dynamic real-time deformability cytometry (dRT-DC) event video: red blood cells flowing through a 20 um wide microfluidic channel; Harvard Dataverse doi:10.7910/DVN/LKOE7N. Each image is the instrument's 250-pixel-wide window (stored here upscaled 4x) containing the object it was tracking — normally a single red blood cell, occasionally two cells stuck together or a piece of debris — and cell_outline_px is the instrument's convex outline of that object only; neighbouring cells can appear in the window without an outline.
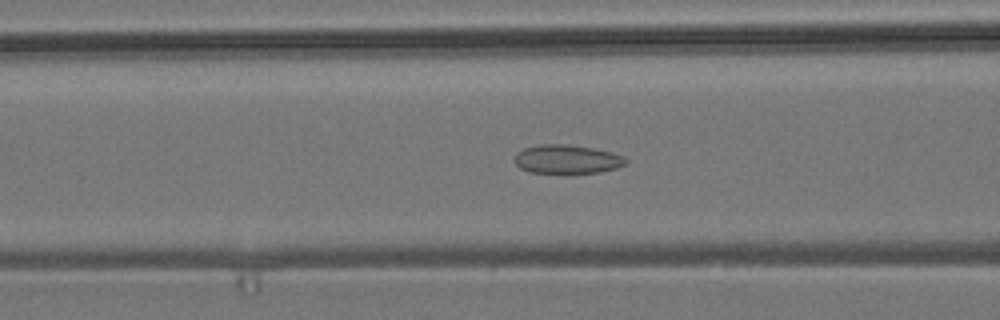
{"species": "common noctule bat (a hibernating species)", "species_latin": "Nyctalus noctula", "temperature_condition": "room temperature", "stored_images_in_passage": 55, "camera_frame_rate_fps": 3000, "um_per_image_px": 0.085, "animal": {"sex": "male", "body_mass_g": 19.2, "forearm_length_mm": 51.8}, "frame": {"image": 1, "passage_image": 21, "time_ms": 6.667, "image_size_px": [1000, 320], "cell_outline_px": [[628, 164], [616, 168], [596, 172], [528, 172], [520, 168], [516, 164], [516, 152], [524, 148], [540, 144], [564, 144], [592, 148], [612, 152], [624, 156], [628, 160]], "centroid_in_image_um": [48.22, 13.52], "position_along_channel_um": 118.4, "area_um2": 18.44}}
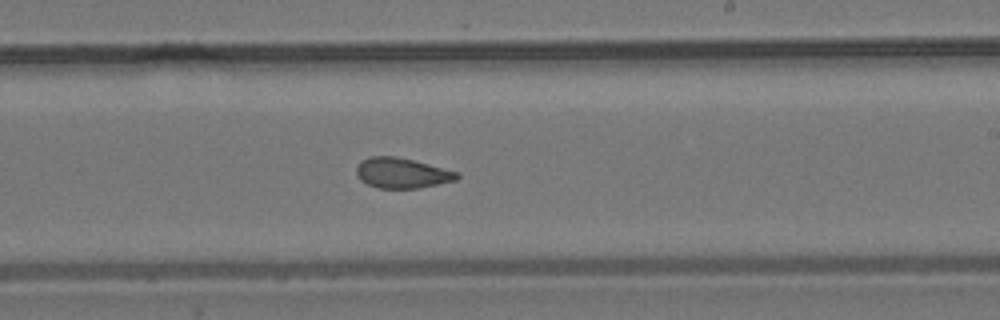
{"frame": {"image": 2, "passage_image": 32, "time_ms": 10.333, "image_size_px": [1000, 320], "cell_outline_px": [[460, 176], [456, 180], [420, 188], [380, 188], [368, 184], [360, 180], [356, 172], [356, 168], [360, 160], [372, 156], [396, 156], [460, 172]], "centroid_in_image_um": [34.17, 14.7], "position_along_channel_um": 254.8, "area_um2": 17.74}}
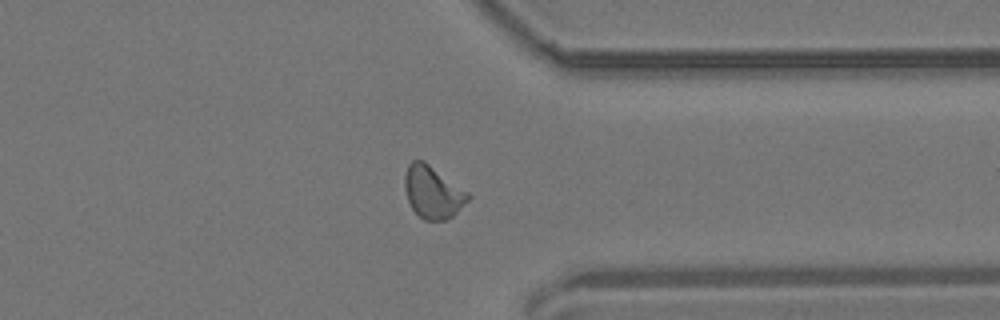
{"frame": {"image": 3, "passage_image": 42, "time_ms": 13.667, "image_size_px": [1000, 320], "cell_outline_px": [[472, 196], [452, 216], [444, 220], [424, 220], [412, 208], [408, 200], [404, 188], [404, 176], [408, 164], [412, 160], [424, 160], [468, 192]], "centroid_in_image_um": [36.77, 16.31], "position_along_channel_um": 374.6, "area_um2": 19.19}, "authors_computed_cell_mechanics": {"area_um2": 18.4382, "velocity_mm_per_s": 3.7145, "shape_relaxation_time_tau1_ms": null, "shape_relaxation_time_tau2_ms": 1.703, "deformation_change_tau1": null, "deformation_change_tau2": 0.0783}}